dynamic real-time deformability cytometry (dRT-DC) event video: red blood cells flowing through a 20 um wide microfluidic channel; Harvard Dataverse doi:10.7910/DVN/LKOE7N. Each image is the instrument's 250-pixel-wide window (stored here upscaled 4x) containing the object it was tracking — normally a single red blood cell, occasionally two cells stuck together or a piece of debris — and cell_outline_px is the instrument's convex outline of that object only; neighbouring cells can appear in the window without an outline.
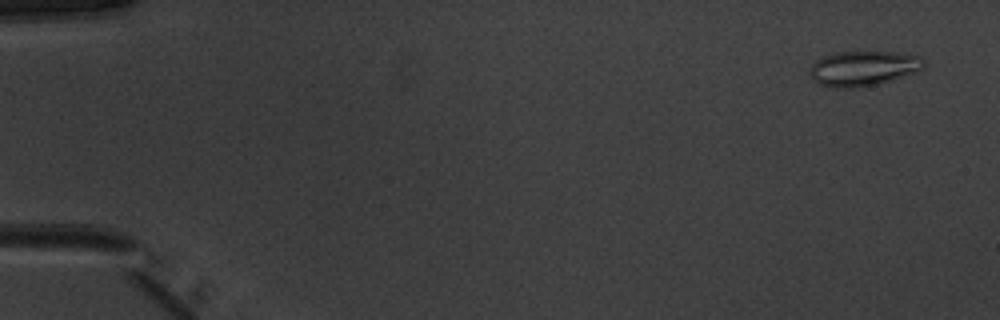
{"species": "common noctule bat (a hibernating species)", "species_latin": "Nyctalus noctula", "temperature_condition": "warm", "stored_images_in_passage": 52, "camera_frame_rate_fps": 3000, "um_per_image_px": 0.085, "animal": {"sex": "male", "body_mass_g": 20.1, "forearm_length_mm": 53.5}, "frame": {"image": 1, "passage_image": 3, "time_ms": 0.667, "image_size_px": [1000, 320], "cell_outline_px": [[924, 68], [916, 72], [876, 84], [856, 88], [836, 88], [820, 84], [812, 80], [808, 72], [812, 64], [816, 60], [824, 56], [836, 52], [892, 52], [920, 56], [924, 60]], "centroid_in_image_um": [73.34, 5.81], "position_along_channel_um": 11.7, "area_um2": 23.18}}
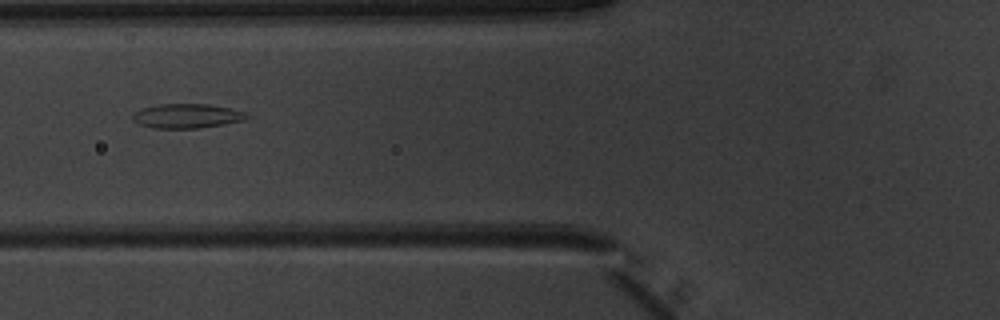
{"frame": {"image": 2, "passage_image": 21, "time_ms": 6.667, "image_size_px": [1000, 320], "cell_outline_px": [[252, 116], [244, 120], [224, 124], [196, 128], [156, 128], [140, 124], [132, 120], [132, 116], [140, 108], [160, 104], [208, 104], [232, 108], [248, 112]], "centroid_in_image_um": [15.95, 9.84], "position_along_channel_um": 109.9, "area_um2": 16.3}}
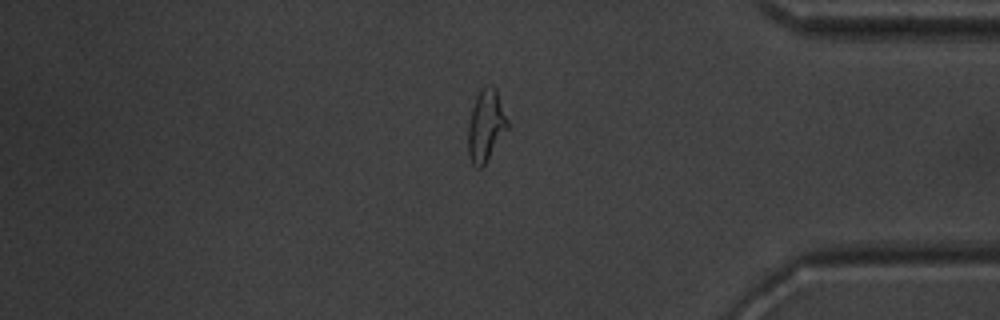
{"frame": {"image": 3, "passage_image": 44, "time_ms": 14.333, "image_size_px": [1000, 320], "cell_outline_px": [[508, 128], [484, 164], [480, 168], [476, 168], [472, 164], [468, 156], [468, 124], [472, 108], [476, 96], [480, 88], [484, 84], [492, 84], [496, 88], [508, 120]], "centroid_in_image_um": [41.28, 10.63], "position_along_channel_um": 393.9, "area_um2": 16.59}, "authors_computed_cell_mechanics": {"area_um2": 16.5886, "velocity_mm_per_s": 3.9772, "shape_relaxation_time_tau1_ms": 10.1808, "shape_relaxation_time_tau2_ms": 1.2429, "deformation_change_tau1": 0.2725, "deformation_change_tau2": 0.0886}}